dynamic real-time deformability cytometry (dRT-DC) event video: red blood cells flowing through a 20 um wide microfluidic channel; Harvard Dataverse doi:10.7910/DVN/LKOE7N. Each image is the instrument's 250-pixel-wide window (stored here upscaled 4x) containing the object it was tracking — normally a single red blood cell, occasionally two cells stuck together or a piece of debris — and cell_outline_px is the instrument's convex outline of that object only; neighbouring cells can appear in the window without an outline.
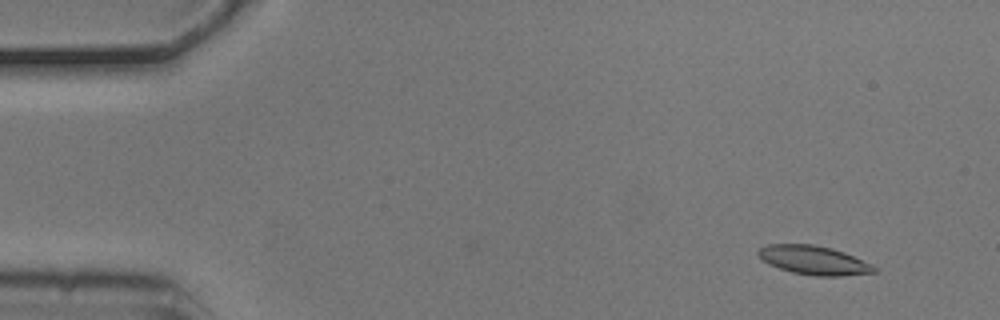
{"species": "common noctule bat (a hibernating species)", "species_latin": "Nyctalus noctula", "temperature_condition": "cold", "stored_images_in_passage": 5, "camera_frame_rate_fps": 3000, "um_per_image_px": 0.085, "animal": {"sex": "male", "body_mass_g": 20.5, "forearm_length_mm": 52.5}, "frame": {"image": 1, "passage_image": 2, "time_ms": 0.333, "image_size_px": [1000, 320], "cell_outline_px": [[880, 272], [844, 276], [816, 276], [792, 272], [768, 264], [756, 252], [760, 248], [768, 244], [812, 244], [832, 248], [844, 252], [872, 264], [880, 268]], "centroid_in_image_um": [69.25, 22.13], "position_along_channel_um": 15.8, "area_um2": 19.65}}
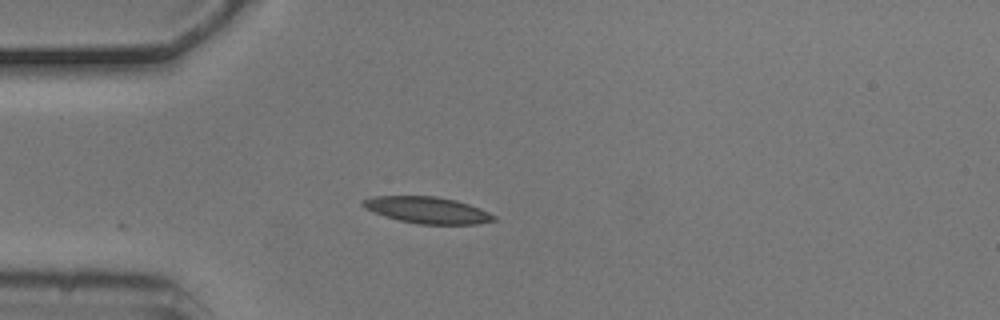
{"frame": {"image": 2, "passage_image": 5, "time_ms": 1.333, "image_size_px": [1000, 320], "cell_outline_px": [[496, 220], [480, 224], [420, 224], [400, 220], [384, 216], [364, 208], [360, 204], [360, 200], [372, 196], [436, 196], [456, 200], [480, 208], [496, 216]], "centroid_in_image_um": [36.3, 17.85], "position_along_channel_um": 48.7, "area_um2": 20.35}}